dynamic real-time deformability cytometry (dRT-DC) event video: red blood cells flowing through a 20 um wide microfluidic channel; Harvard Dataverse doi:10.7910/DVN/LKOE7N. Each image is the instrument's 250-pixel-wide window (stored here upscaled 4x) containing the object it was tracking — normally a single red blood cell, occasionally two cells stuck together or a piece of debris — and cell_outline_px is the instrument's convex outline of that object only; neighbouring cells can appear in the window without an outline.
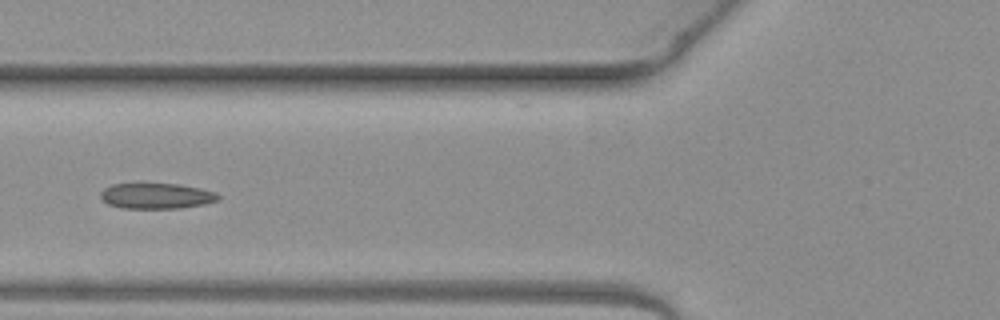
{"species": "common noctule bat (a hibernating species)", "species_latin": "Nyctalus noctula", "temperature_condition": "warm", "stored_images_in_passage": 5, "camera_frame_rate_fps": 3000, "um_per_image_px": 0.085, "animal": {"sex": "female", "body_mass_g": 19.3, "forearm_length_mm": 54.1}, "frame": {"image": 1, "passage_image": 5, "time_ms": 1.333, "image_size_px": [1000, 320], "cell_outline_px": [[220, 196], [216, 200], [204, 204], [180, 208], [120, 208], [108, 204], [100, 196], [100, 192], [104, 188], [112, 184], [180, 184], [200, 188], [216, 192]], "centroid_in_image_um": [13.28, 16.65], "position_along_channel_um": 112.5, "area_um2": 17.46}}